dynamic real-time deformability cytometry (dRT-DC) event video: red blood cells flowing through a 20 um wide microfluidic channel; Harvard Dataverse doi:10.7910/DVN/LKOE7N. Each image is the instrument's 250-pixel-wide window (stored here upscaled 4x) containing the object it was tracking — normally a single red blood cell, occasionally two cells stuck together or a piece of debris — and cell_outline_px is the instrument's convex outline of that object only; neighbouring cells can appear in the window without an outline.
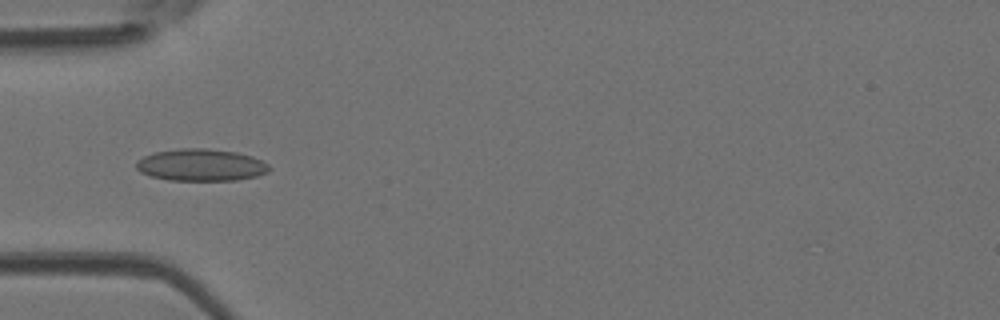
{"species": "Egyptian fruit bat (a non-hibernating species)", "species_latin": "Rousettus aegyptiacus", "temperature_condition": "room temperature", "stored_images_in_passage": 52, "camera_frame_rate_fps": 3000, "um_per_image_px": 0.085, "animal": {"sex": "female"}, "frame": {"image": 1, "passage_image": 17, "time_ms": 5.333, "image_size_px": [1000, 320], "cell_outline_px": [[272, 168], [268, 172], [256, 176], [236, 180], [168, 180], [148, 176], [140, 172], [136, 168], [136, 160], [152, 152], [180, 148], [208, 148], [236, 152], [252, 156], [268, 164]], "centroid_in_image_um": [17.05, 14.02], "position_along_channel_um": 67.9, "area_um2": 25.09}}
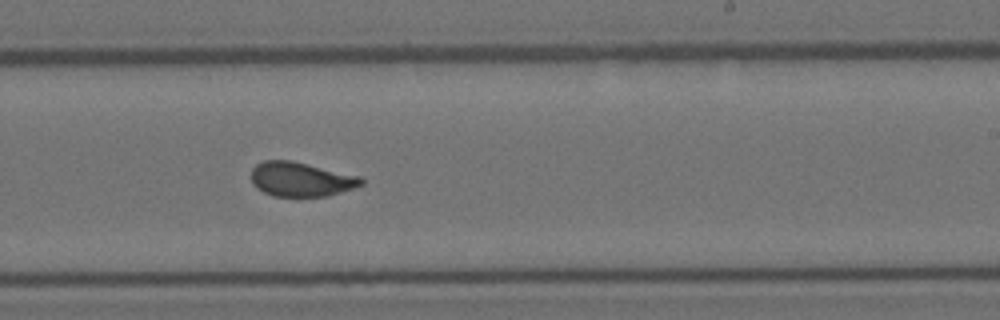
{"frame": {"image": 2, "passage_image": 32, "time_ms": 10.333, "image_size_px": [1000, 320], "cell_outline_px": [[364, 184], [328, 196], [272, 196], [256, 188], [252, 184], [252, 168], [256, 164], [264, 160], [292, 160], [360, 176], [364, 180]], "centroid_in_image_um": [25.56, 15.23], "position_along_channel_um": 263.4, "area_um2": 22.08}}
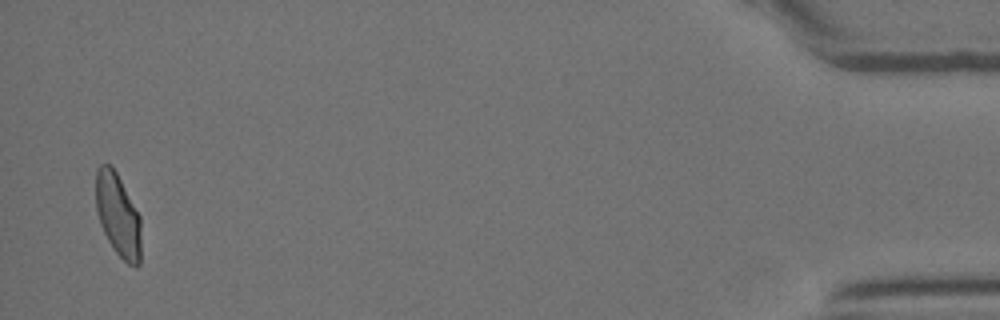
{"frame": {"image": 3, "passage_image": 51, "time_ms": 16.667, "image_size_px": [1000, 320], "cell_outline_px": [[140, 264], [136, 268], [128, 264], [112, 248], [100, 224], [96, 208], [96, 168], [100, 164], [112, 164], [140, 216]], "centroid_in_image_um": [10.02, 18.27], "position_along_channel_um": 425.2, "area_um2": 21.91}}